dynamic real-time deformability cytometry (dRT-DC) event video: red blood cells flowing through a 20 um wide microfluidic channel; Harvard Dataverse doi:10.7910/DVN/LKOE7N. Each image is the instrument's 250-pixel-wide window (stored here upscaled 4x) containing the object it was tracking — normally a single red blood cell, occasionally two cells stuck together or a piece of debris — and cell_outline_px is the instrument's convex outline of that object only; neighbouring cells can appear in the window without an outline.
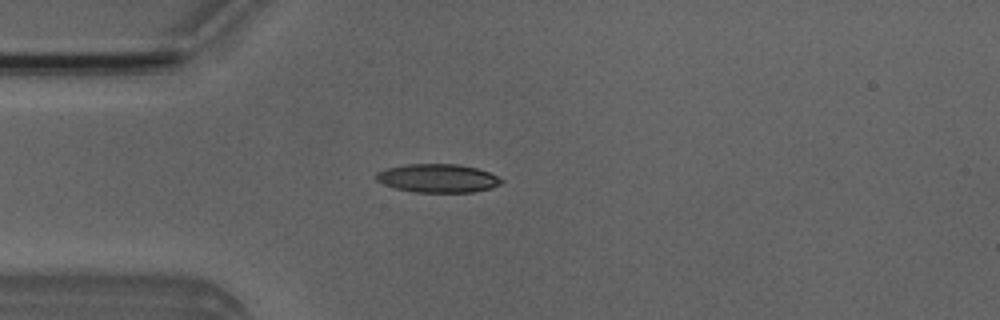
{"species": "Egyptian fruit bat (a non-hibernating species)", "species_latin": "Rousettus aegyptiacus", "temperature_condition": "room temperature", "stored_images_in_passage": 4, "camera_frame_rate_fps": 3000, "um_per_image_px": 0.085, "animal": {"sex": "male"}, "frame": {"image": 1, "passage_image": 3, "time_ms": 3.333, "image_size_px": [1000, 320], "cell_outline_px": [[504, 180], [500, 184], [492, 188], [472, 192], [412, 192], [392, 188], [380, 184], [376, 180], [376, 172], [384, 168], [404, 164], [460, 164], [476, 168], [488, 172]], "centroid_in_image_um": [37.14, 15.15], "position_along_channel_um": 47.9, "area_um2": 21.1}}